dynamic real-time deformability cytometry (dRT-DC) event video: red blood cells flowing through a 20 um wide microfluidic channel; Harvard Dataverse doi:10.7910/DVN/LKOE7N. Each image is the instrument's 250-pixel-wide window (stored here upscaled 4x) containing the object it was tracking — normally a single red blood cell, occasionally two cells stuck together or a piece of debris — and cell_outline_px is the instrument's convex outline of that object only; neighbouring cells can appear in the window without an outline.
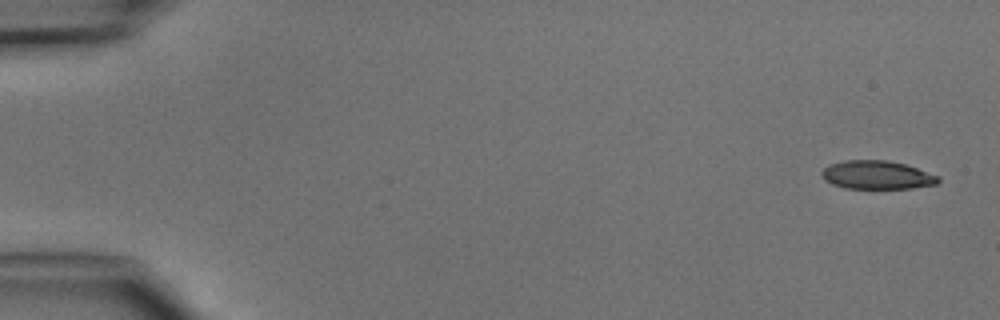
{"species": "common noctule bat (a hibernating species)", "species_latin": "Nyctalus noctula", "temperature_condition": "cold", "stored_images_in_passage": 3, "camera_frame_rate_fps": 3000, "um_per_image_px": 0.085, "animal": {"sex": "male", "body_mass_g": 15.6}, "frame": {"image": 1, "passage_image": 1, "time_ms": 0.0, "image_size_px": [1000, 320], "cell_outline_px": [[940, 180], [936, 184], [912, 188], [844, 188], [832, 184], [824, 180], [820, 176], [820, 172], [828, 164], [844, 160], [888, 160], [904, 164], [940, 176]], "centroid_in_image_um": [74.49, 14.87], "position_along_channel_um": 10.5, "area_um2": 19.42}}